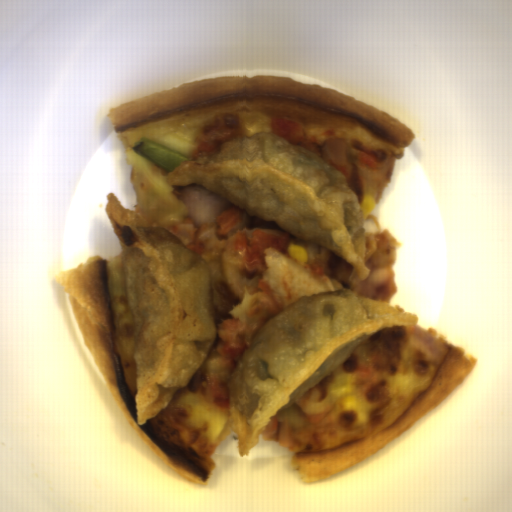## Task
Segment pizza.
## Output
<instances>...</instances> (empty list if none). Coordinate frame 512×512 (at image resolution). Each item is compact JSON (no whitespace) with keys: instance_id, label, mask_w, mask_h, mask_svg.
I'll list each match as a JSON object with an SVG mask.
<instances>
[{"instance_id":"1","label":"pizza","mask_w":512,"mask_h":512,"mask_svg":"<svg viewBox=\"0 0 512 512\" xmlns=\"http://www.w3.org/2000/svg\"><path fill=\"white\" fill-rule=\"evenodd\" d=\"M198 257L211 275L216 338L190 383L175 392L156 417L141 424L135 401V323L122 253L90 256L54 279L69 297L80 337L109 394L139 439L183 481L202 487L215 471L212 454L234 430L229 426L231 401L206 387L209 379L229 382L234 372L220 353L219 324L239 320L251 346L265 324L302 297L348 289L275 246L265 250L264 271L248 276L234 234L216 240Z\"/></svg>"},{"instance_id":"2","label":"pizza","mask_w":512,"mask_h":512,"mask_svg":"<svg viewBox=\"0 0 512 512\" xmlns=\"http://www.w3.org/2000/svg\"><path fill=\"white\" fill-rule=\"evenodd\" d=\"M219 114H233L243 123L242 137L271 133L272 115L300 122L307 140L324 145L344 138L350 148L351 177L347 182L359 204L365 195L380 203L390 185L396 159L403 158L415 138L393 116L322 84L290 77L238 74L197 78L130 101L108 113L125 148L132 188L139 200L124 207L109 192L107 218L121 245L120 225L157 227L172 232L189 217L185 202L168 183L171 173L132 150L148 138L189 160L206 125Z\"/></svg>"},{"instance_id":"3","label":"pizza","mask_w":512,"mask_h":512,"mask_svg":"<svg viewBox=\"0 0 512 512\" xmlns=\"http://www.w3.org/2000/svg\"><path fill=\"white\" fill-rule=\"evenodd\" d=\"M476 363L438 330H379L291 403L306 426L292 429L270 416L259 439L292 452L291 470L302 483L333 478L431 413Z\"/></svg>"},{"instance_id":"4","label":"pizza","mask_w":512,"mask_h":512,"mask_svg":"<svg viewBox=\"0 0 512 512\" xmlns=\"http://www.w3.org/2000/svg\"><path fill=\"white\" fill-rule=\"evenodd\" d=\"M366 243L364 262L370 269L367 280L360 278L353 267L349 276L351 291L360 297L377 299L390 303L396 294L394 281L395 266L399 254V241L382 228L380 218L369 215L363 220Z\"/></svg>"}]
</instances>
